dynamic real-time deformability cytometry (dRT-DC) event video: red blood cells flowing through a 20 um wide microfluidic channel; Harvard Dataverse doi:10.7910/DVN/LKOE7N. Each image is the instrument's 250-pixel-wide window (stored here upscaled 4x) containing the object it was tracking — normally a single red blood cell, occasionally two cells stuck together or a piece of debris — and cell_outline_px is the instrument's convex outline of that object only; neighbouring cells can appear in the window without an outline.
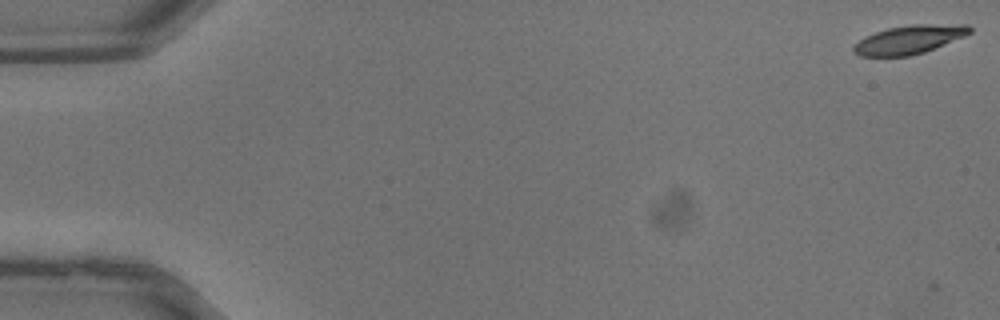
{"species": "common noctule bat (a hibernating species)", "species_latin": "Nyctalus noctula", "temperature_condition": "warm", "stored_images_in_passage": 15, "camera_frame_rate_fps": 3000, "um_per_image_px": 0.085, "animal": {"sex": "male", "body_mass_g": 13.3}, "frame": {"image": 1, "passage_image": 1, "time_ms": 0.0, "image_size_px": [1000, 320], "cell_outline_px": [[972, 32], [964, 36], [924, 52], [908, 56], [860, 56], [852, 52], [852, 48], [860, 40], [876, 32], [888, 28], [912, 24], [968, 24], [972, 28]], "centroid_in_image_um": [77.31, 3.36], "position_along_channel_um": 7.7, "area_um2": 19.19}}
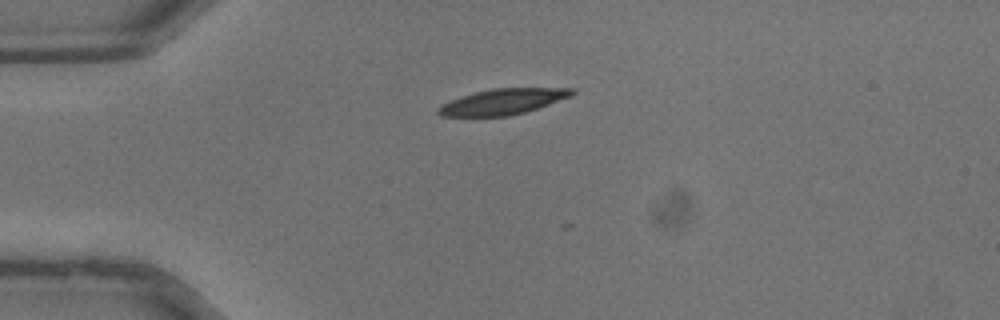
{"frame": {"image": 2, "passage_image": 10, "time_ms": 3.0, "image_size_px": [1000, 320], "cell_outline_px": [[576, 92], [572, 96], [524, 112], [508, 116], [440, 116], [436, 112], [444, 104], [452, 100], [476, 92], [492, 88], [572, 88]], "centroid_in_image_um": [42.78, 8.64], "position_along_channel_um": 42.2, "area_um2": 19.59}}
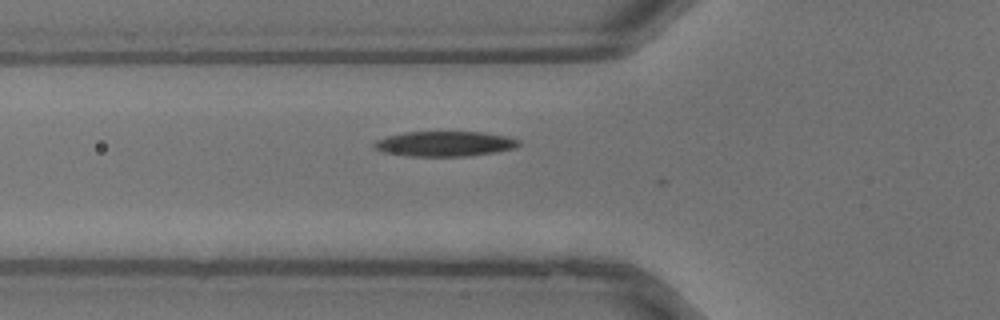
{"frame": {"image": 3, "passage_image": 14, "time_ms": 4.333, "image_size_px": [1000, 320], "cell_outline_px": [[520, 144], [516, 148], [492, 152], [464, 156], [408, 156], [384, 152], [376, 148], [372, 144], [376, 140], [384, 136], [404, 132], [480, 132], [504, 136], [520, 140]], "centroid_in_image_um": [37.75, 12.21], "position_along_channel_um": 88.0, "area_um2": 20.98}}